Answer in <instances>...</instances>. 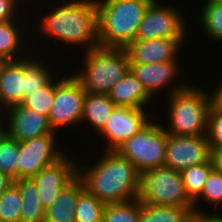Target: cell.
Wrapping results in <instances>:
<instances>
[{"label":"cell","instance_id":"cell-35","mask_svg":"<svg viewBox=\"0 0 222 222\" xmlns=\"http://www.w3.org/2000/svg\"><path fill=\"white\" fill-rule=\"evenodd\" d=\"M215 91V92H214ZM213 91V95L209 94L211 100V106L213 108L222 110V83Z\"/></svg>","mask_w":222,"mask_h":222},{"label":"cell","instance_id":"cell-41","mask_svg":"<svg viewBox=\"0 0 222 222\" xmlns=\"http://www.w3.org/2000/svg\"><path fill=\"white\" fill-rule=\"evenodd\" d=\"M1 117H2V115L0 116V118H1ZM1 121H3V122H4L5 120H3V119H0V124H1V123H3V122H1Z\"/></svg>","mask_w":222,"mask_h":222},{"label":"cell","instance_id":"cell-24","mask_svg":"<svg viewBox=\"0 0 222 222\" xmlns=\"http://www.w3.org/2000/svg\"><path fill=\"white\" fill-rule=\"evenodd\" d=\"M213 168L214 164L210 158L206 163L191 166L180 172L185 191L192 201L201 194L208 175Z\"/></svg>","mask_w":222,"mask_h":222},{"label":"cell","instance_id":"cell-26","mask_svg":"<svg viewBox=\"0 0 222 222\" xmlns=\"http://www.w3.org/2000/svg\"><path fill=\"white\" fill-rule=\"evenodd\" d=\"M15 20L0 22V60L2 61L21 59V57L14 55L19 52L22 39Z\"/></svg>","mask_w":222,"mask_h":222},{"label":"cell","instance_id":"cell-11","mask_svg":"<svg viewBox=\"0 0 222 222\" xmlns=\"http://www.w3.org/2000/svg\"><path fill=\"white\" fill-rule=\"evenodd\" d=\"M54 135L56 134L20 142L17 160L18 179L33 178L40 170L54 164L65 155L57 149Z\"/></svg>","mask_w":222,"mask_h":222},{"label":"cell","instance_id":"cell-17","mask_svg":"<svg viewBox=\"0 0 222 222\" xmlns=\"http://www.w3.org/2000/svg\"><path fill=\"white\" fill-rule=\"evenodd\" d=\"M177 61L154 64H130V71L143 84L146 91L153 96L155 92L173 82L179 72ZM178 70V71H177Z\"/></svg>","mask_w":222,"mask_h":222},{"label":"cell","instance_id":"cell-4","mask_svg":"<svg viewBox=\"0 0 222 222\" xmlns=\"http://www.w3.org/2000/svg\"><path fill=\"white\" fill-rule=\"evenodd\" d=\"M168 134L180 136L207 135L210 96L190 85H170Z\"/></svg>","mask_w":222,"mask_h":222},{"label":"cell","instance_id":"cell-28","mask_svg":"<svg viewBox=\"0 0 222 222\" xmlns=\"http://www.w3.org/2000/svg\"><path fill=\"white\" fill-rule=\"evenodd\" d=\"M49 72L42 62L31 57L25 58V98L52 80V73Z\"/></svg>","mask_w":222,"mask_h":222},{"label":"cell","instance_id":"cell-25","mask_svg":"<svg viewBox=\"0 0 222 222\" xmlns=\"http://www.w3.org/2000/svg\"><path fill=\"white\" fill-rule=\"evenodd\" d=\"M105 203L84 189L75 208V222H102Z\"/></svg>","mask_w":222,"mask_h":222},{"label":"cell","instance_id":"cell-9","mask_svg":"<svg viewBox=\"0 0 222 222\" xmlns=\"http://www.w3.org/2000/svg\"><path fill=\"white\" fill-rule=\"evenodd\" d=\"M154 0L139 24L135 40L156 38L185 39L186 24L180 11L169 5H159Z\"/></svg>","mask_w":222,"mask_h":222},{"label":"cell","instance_id":"cell-27","mask_svg":"<svg viewBox=\"0 0 222 222\" xmlns=\"http://www.w3.org/2000/svg\"><path fill=\"white\" fill-rule=\"evenodd\" d=\"M103 222H140V200L106 204Z\"/></svg>","mask_w":222,"mask_h":222},{"label":"cell","instance_id":"cell-8","mask_svg":"<svg viewBox=\"0 0 222 222\" xmlns=\"http://www.w3.org/2000/svg\"><path fill=\"white\" fill-rule=\"evenodd\" d=\"M85 95L81 83L72 75L55 81L54 101L48 116L49 124L55 132L63 126L81 122Z\"/></svg>","mask_w":222,"mask_h":222},{"label":"cell","instance_id":"cell-36","mask_svg":"<svg viewBox=\"0 0 222 222\" xmlns=\"http://www.w3.org/2000/svg\"><path fill=\"white\" fill-rule=\"evenodd\" d=\"M211 159L214 164V168L222 171V146L216 147L211 151Z\"/></svg>","mask_w":222,"mask_h":222},{"label":"cell","instance_id":"cell-22","mask_svg":"<svg viewBox=\"0 0 222 222\" xmlns=\"http://www.w3.org/2000/svg\"><path fill=\"white\" fill-rule=\"evenodd\" d=\"M191 215L183 206H158L140 202V222H185Z\"/></svg>","mask_w":222,"mask_h":222},{"label":"cell","instance_id":"cell-20","mask_svg":"<svg viewBox=\"0 0 222 222\" xmlns=\"http://www.w3.org/2000/svg\"><path fill=\"white\" fill-rule=\"evenodd\" d=\"M21 198L20 222H45L46 210L40 201V192L33 178L14 180Z\"/></svg>","mask_w":222,"mask_h":222},{"label":"cell","instance_id":"cell-14","mask_svg":"<svg viewBox=\"0 0 222 222\" xmlns=\"http://www.w3.org/2000/svg\"><path fill=\"white\" fill-rule=\"evenodd\" d=\"M5 111H8L7 117L9 119L6 117V122L1 125L4 127L8 122L5 132L20 142L44 135L56 134L51 128L47 116L23 107L21 104L9 107Z\"/></svg>","mask_w":222,"mask_h":222},{"label":"cell","instance_id":"cell-3","mask_svg":"<svg viewBox=\"0 0 222 222\" xmlns=\"http://www.w3.org/2000/svg\"><path fill=\"white\" fill-rule=\"evenodd\" d=\"M154 0H96L99 46L126 49Z\"/></svg>","mask_w":222,"mask_h":222},{"label":"cell","instance_id":"cell-2","mask_svg":"<svg viewBox=\"0 0 222 222\" xmlns=\"http://www.w3.org/2000/svg\"><path fill=\"white\" fill-rule=\"evenodd\" d=\"M58 6L40 22L44 33L64 44H82L85 51L99 46L96 0H71Z\"/></svg>","mask_w":222,"mask_h":222},{"label":"cell","instance_id":"cell-15","mask_svg":"<svg viewBox=\"0 0 222 222\" xmlns=\"http://www.w3.org/2000/svg\"><path fill=\"white\" fill-rule=\"evenodd\" d=\"M184 39L156 38L134 40L127 48L130 64H154L177 61V51Z\"/></svg>","mask_w":222,"mask_h":222},{"label":"cell","instance_id":"cell-31","mask_svg":"<svg viewBox=\"0 0 222 222\" xmlns=\"http://www.w3.org/2000/svg\"><path fill=\"white\" fill-rule=\"evenodd\" d=\"M201 197L206 202L214 203V208L219 203L222 204V171L216 168L210 171L201 194L193 201L195 214H203L202 210H197V204Z\"/></svg>","mask_w":222,"mask_h":222},{"label":"cell","instance_id":"cell-33","mask_svg":"<svg viewBox=\"0 0 222 222\" xmlns=\"http://www.w3.org/2000/svg\"><path fill=\"white\" fill-rule=\"evenodd\" d=\"M207 138L211 151L222 146V110L212 106L208 112Z\"/></svg>","mask_w":222,"mask_h":222},{"label":"cell","instance_id":"cell-37","mask_svg":"<svg viewBox=\"0 0 222 222\" xmlns=\"http://www.w3.org/2000/svg\"><path fill=\"white\" fill-rule=\"evenodd\" d=\"M14 183V179L0 171V195Z\"/></svg>","mask_w":222,"mask_h":222},{"label":"cell","instance_id":"cell-13","mask_svg":"<svg viewBox=\"0 0 222 222\" xmlns=\"http://www.w3.org/2000/svg\"><path fill=\"white\" fill-rule=\"evenodd\" d=\"M79 166L70 157L63 156L54 164L43 168L34 177L45 210L56 200L60 191L76 176Z\"/></svg>","mask_w":222,"mask_h":222},{"label":"cell","instance_id":"cell-10","mask_svg":"<svg viewBox=\"0 0 222 222\" xmlns=\"http://www.w3.org/2000/svg\"><path fill=\"white\" fill-rule=\"evenodd\" d=\"M211 158L207 135L180 136L167 134L164 166L175 171L206 163Z\"/></svg>","mask_w":222,"mask_h":222},{"label":"cell","instance_id":"cell-6","mask_svg":"<svg viewBox=\"0 0 222 222\" xmlns=\"http://www.w3.org/2000/svg\"><path fill=\"white\" fill-rule=\"evenodd\" d=\"M138 199L158 206H183L195 213L194 202L185 191L181 173L166 166L141 173Z\"/></svg>","mask_w":222,"mask_h":222},{"label":"cell","instance_id":"cell-40","mask_svg":"<svg viewBox=\"0 0 222 222\" xmlns=\"http://www.w3.org/2000/svg\"><path fill=\"white\" fill-rule=\"evenodd\" d=\"M222 3V0H207L204 5Z\"/></svg>","mask_w":222,"mask_h":222},{"label":"cell","instance_id":"cell-18","mask_svg":"<svg viewBox=\"0 0 222 222\" xmlns=\"http://www.w3.org/2000/svg\"><path fill=\"white\" fill-rule=\"evenodd\" d=\"M116 106L143 109L152 97L143 84L129 70L108 92Z\"/></svg>","mask_w":222,"mask_h":222},{"label":"cell","instance_id":"cell-30","mask_svg":"<svg viewBox=\"0 0 222 222\" xmlns=\"http://www.w3.org/2000/svg\"><path fill=\"white\" fill-rule=\"evenodd\" d=\"M52 79L46 86L27 96L21 105L37 113L49 116L55 95V82Z\"/></svg>","mask_w":222,"mask_h":222},{"label":"cell","instance_id":"cell-23","mask_svg":"<svg viewBox=\"0 0 222 222\" xmlns=\"http://www.w3.org/2000/svg\"><path fill=\"white\" fill-rule=\"evenodd\" d=\"M20 150V141L10 137L5 127L0 124V171L18 180L17 160Z\"/></svg>","mask_w":222,"mask_h":222},{"label":"cell","instance_id":"cell-12","mask_svg":"<svg viewBox=\"0 0 222 222\" xmlns=\"http://www.w3.org/2000/svg\"><path fill=\"white\" fill-rule=\"evenodd\" d=\"M147 116L143 109L116 106L105 126L98 132L109 140L108 151H116L147 126L149 123Z\"/></svg>","mask_w":222,"mask_h":222},{"label":"cell","instance_id":"cell-29","mask_svg":"<svg viewBox=\"0 0 222 222\" xmlns=\"http://www.w3.org/2000/svg\"><path fill=\"white\" fill-rule=\"evenodd\" d=\"M22 198L13 183L0 195V222H20Z\"/></svg>","mask_w":222,"mask_h":222},{"label":"cell","instance_id":"cell-7","mask_svg":"<svg viewBox=\"0 0 222 222\" xmlns=\"http://www.w3.org/2000/svg\"><path fill=\"white\" fill-rule=\"evenodd\" d=\"M167 134L166 127L151 121L116 151L143 173L164 166Z\"/></svg>","mask_w":222,"mask_h":222},{"label":"cell","instance_id":"cell-5","mask_svg":"<svg viewBox=\"0 0 222 222\" xmlns=\"http://www.w3.org/2000/svg\"><path fill=\"white\" fill-rule=\"evenodd\" d=\"M85 71L73 74L86 92L108 94L130 70L126 49L97 46L85 51Z\"/></svg>","mask_w":222,"mask_h":222},{"label":"cell","instance_id":"cell-39","mask_svg":"<svg viewBox=\"0 0 222 222\" xmlns=\"http://www.w3.org/2000/svg\"><path fill=\"white\" fill-rule=\"evenodd\" d=\"M185 222H201V214H192Z\"/></svg>","mask_w":222,"mask_h":222},{"label":"cell","instance_id":"cell-32","mask_svg":"<svg viewBox=\"0 0 222 222\" xmlns=\"http://www.w3.org/2000/svg\"><path fill=\"white\" fill-rule=\"evenodd\" d=\"M201 16L206 34L222 42V3L204 5Z\"/></svg>","mask_w":222,"mask_h":222},{"label":"cell","instance_id":"cell-16","mask_svg":"<svg viewBox=\"0 0 222 222\" xmlns=\"http://www.w3.org/2000/svg\"><path fill=\"white\" fill-rule=\"evenodd\" d=\"M25 99V58L0 64V107L20 105ZM0 108V110H1Z\"/></svg>","mask_w":222,"mask_h":222},{"label":"cell","instance_id":"cell-1","mask_svg":"<svg viewBox=\"0 0 222 222\" xmlns=\"http://www.w3.org/2000/svg\"><path fill=\"white\" fill-rule=\"evenodd\" d=\"M96 164L77 169L84 188L105 204L137 199L141 173L117 151H106Z\"/></svg>","mask_w":222,"mask_h":222},{"label":"cell","instance_id":"cell-21","mask_svg":"<svg viewBox=\"0 0 222 222\" xmlns=\"http://www.w3.org/2000/svg\"><path fill=\"white\" fill-rule=\"evenodd\" d=\"M115 107L108 95L86 92L81 121H88L98 133L105 126Z\"/></svg>","mask_w":222,"mask_h":222},{"label":"cell","instance_id":"cell-34","mask_svg":"<svg viewBox=\"0 0 222 222\" xmlns=\"http://www.w3.org/2000/svg\"><path fill=\"white\" fill-rule=\"evenodd\" d=\"M23 0H0V22L11 21L15 19L17 4Z\"/></svg>","mask_w":222,"mask_h":222},{"label":"cell","instance_id":"cell-38","mask_svg":"<svg viewBox=\"0 0 222 222\" xmlns=\"http://www.w3.org/2000/svg\"><path fill=\"white\" fill-rule=\"evenodd\" d=\"M201 222H222V217L219 215H216L215 213L213 215L211 214H201Z\"/></svg>","mask_w":222,"mask_h":222},{"label":"cell","instance_id":"cell-19","mask_svg":"<svg viewBox=\"0 0 222 222\" xmlns=\"http://www.w3.org/2000/svg\"><path fill=\"white\" fill-rule=\"evenodd\" d=\"M84 183L77 175L58 194L56 200L46 209L45 222H75V208Z\"/></svg>","mask_w":222,"mask_h":222}]
</instances>
